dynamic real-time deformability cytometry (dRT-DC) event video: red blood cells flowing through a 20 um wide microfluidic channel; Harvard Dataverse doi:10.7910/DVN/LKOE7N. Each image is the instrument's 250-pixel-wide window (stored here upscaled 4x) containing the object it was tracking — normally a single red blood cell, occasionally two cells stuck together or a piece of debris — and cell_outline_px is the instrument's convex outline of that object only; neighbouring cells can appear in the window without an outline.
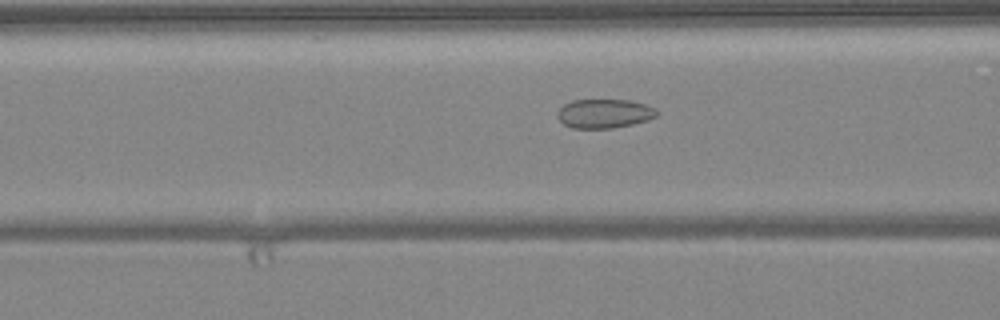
{"species": "common noctule bat (a hibernating species)", "species_latin": "Nyctalus noctula", "temperature_condition": "warm", "stored_images_in_passage": 35, "camera_frame_rate_fps": 3000, "um_per_image_px": 0.085, "animal": {"sex": "female", "body_mass_g": 24.6, "forearm_length_mm": 56.2}, "frame": {"image": 1, "passage_image": 9, "time_ms": 2.667, "image_size_px": [1000, 320], "cell_outline_px": [[656, 116], [648, 120], [632, 124], [612, 128], [572, 128], [564, 124], [556, 116], [556, 112], [564, 104], [572, 100], [628, 100], [644, 104], [656, 108]], "centroid_in_image_um": [51.33, 9.65], "position_along_channel_um": 115.3, "area_um2": 16.76}}
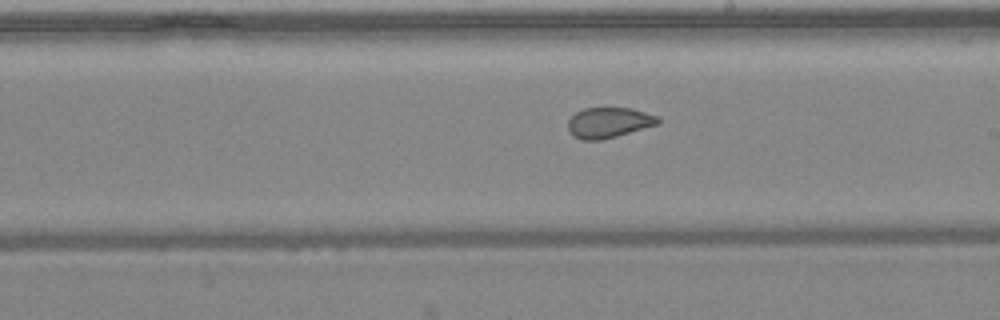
{"frame": {"image": 2, "passage_image": 18, "time_ms": 5.667, "image_size_px": [1000, 320], "cell_outline_px": [[660, 124], [616, 136], [600, 140], [580, 140], [572, 136], [568, 128], [568, 120], [576, 112], [584, 108], [632, 108], [656, 116], [660, 120]], "centroid_in_image_um": [51.73, 10.43], "position_along_channel_um": 237.3, "area_um2": 15.95}}
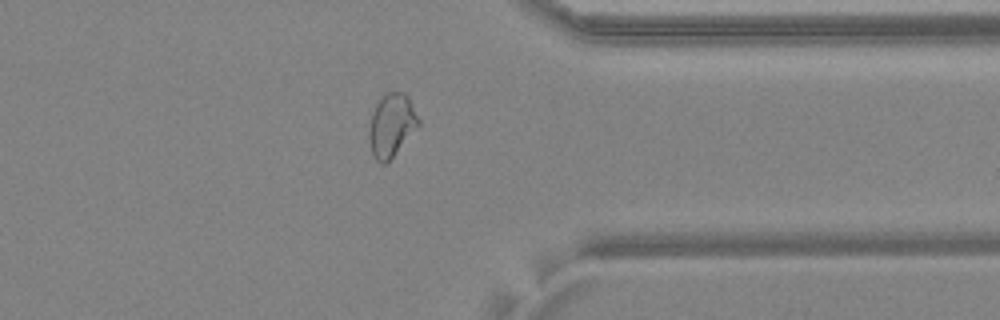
{"frame": {"image": 3, "passage_image": 29, "time_ms": 9.333, "image_size_px": [1000, 320], "cell_outline_px": [[420, 124], [392, 156], [384, 164], [380, 164], [376, 160], [372, 152], [368, 140], [368, 132], [372, 112], [380, 96], [384, 92], [404, 92], [408, 96], [420, 120]], "centroid_in_image_um": [33.26, 10.6], "position_along_channel_um": 378.1, "area_um2": 18.09}, "authors_computed_cell_mechanics": {"area_um2": 17.1088, "velocity_mm_per_s": 4.0667, "shape_relaxation_time_tau1_ms": null, "shape_relaxation_time_tau2_ms": 1.2014, "deformation_change_tau1": null, "deformation_change_tau2": 0.0574}}